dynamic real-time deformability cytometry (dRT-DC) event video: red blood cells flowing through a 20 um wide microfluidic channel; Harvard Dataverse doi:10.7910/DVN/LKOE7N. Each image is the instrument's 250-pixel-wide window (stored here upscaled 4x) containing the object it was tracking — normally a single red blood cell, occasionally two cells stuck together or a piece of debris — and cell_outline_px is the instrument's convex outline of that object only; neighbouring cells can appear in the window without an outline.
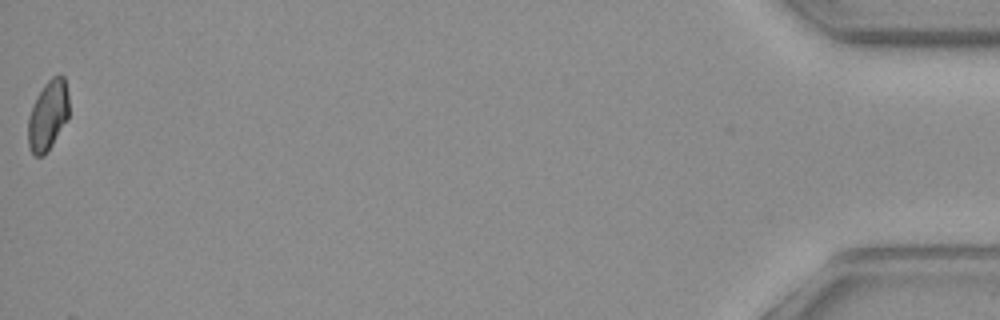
{"species": "common noctule bat (a hibernating species)", "species_latin": "Nyctalus noctula", "temperature_condition": "warm", "stored_images_in_passage": 40, "camera_frame_rate_fps": 3000, "um_per_image_px": 0.085, "animal": {"sex": "female", "body_mass_g": 19.3, "forearm_length_mm": 54.1}, "frame": {"image": 1, "passage_image": 40, "time_ms": 13.0, "image_size_px": [1000, 320], "cell_outline_px": [[68, 116], [52, 144], [44, 156], [36, 156], [28, 148], [28, 116], [44, 84], [52, 76], [60, 72], [64, 76], [68, 92]], "centroid_in_image_um": [4.08, 9.78], "position_along_channel_um": 431.1, "area_um2": 16.47}}